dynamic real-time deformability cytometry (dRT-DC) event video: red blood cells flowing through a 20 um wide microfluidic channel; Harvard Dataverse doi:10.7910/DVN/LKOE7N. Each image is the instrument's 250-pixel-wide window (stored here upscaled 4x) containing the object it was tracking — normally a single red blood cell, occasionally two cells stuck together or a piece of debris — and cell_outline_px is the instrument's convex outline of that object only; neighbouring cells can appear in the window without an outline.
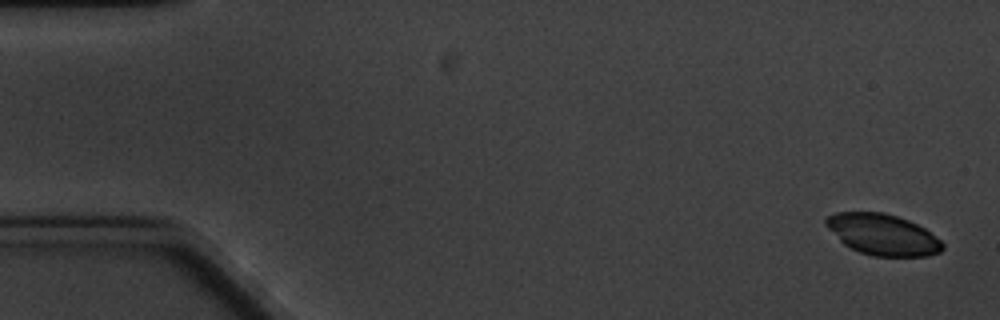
{"species": "common noctule bat (a hibernating species)", "species_latin": "Nyctalus noctula", "temperature_condition": "cold", "stored_images_in_passage": 5, "camera_frame_rate_fps": 3000, "um_per_image_px": 0.085, "animal": {"sex": "male", "body_mass_g": 20.1, "forearm_length_mm": 53.5}, "frame": {"image": 1, "passage_image": 1, "time_ms": 0.0, "image_size_px": [1000, 320], "cell_outline_px": [[944, 248], [940, 252], [928, 256], [872, 256], [860, 252], [844, 244], [824, 224], [824, 220], [828, 216], [836, 212], [884, 212], [908, 220], [924, 228], [940, 240], [944, 244]], "centroid_in_image_um": [75.03, 19.94], "position_along_channel_um": 10.0, "area_um2": 27.74}}